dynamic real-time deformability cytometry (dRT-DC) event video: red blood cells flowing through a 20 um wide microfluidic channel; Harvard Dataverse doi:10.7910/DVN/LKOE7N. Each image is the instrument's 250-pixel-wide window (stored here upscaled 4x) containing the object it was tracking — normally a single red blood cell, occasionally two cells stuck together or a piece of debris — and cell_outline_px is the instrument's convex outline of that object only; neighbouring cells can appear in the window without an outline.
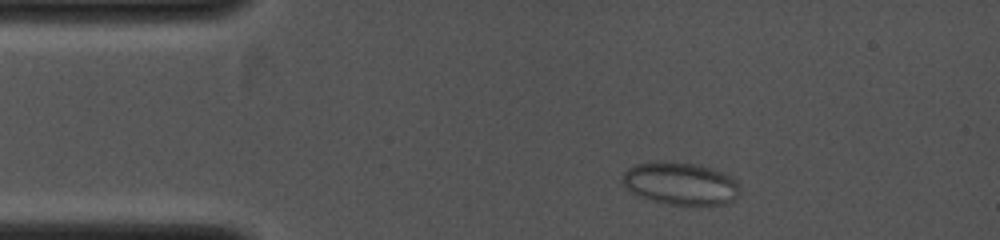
{"species": "common noctule bat (a hibernating species)", "species_latin": "Nyctalus noctula", "temperature_condition": "cold", "stored_images_in_passage": 7, "camera_frame_rate_fps": 4000, "um_per_image_px": 0.085, "animal": {"sex": "female", "body_mass_g": 19.0, "forearm_length_mm": 53.3}, "frame": {"image": 1, "passage_image": 1, "time_ms": 0.0, "image_size_px": [1000, 240], "cell_outline_px": [[740, 192], [732, 200], [724, 204], [672, 204], [656, 200], [632, 192], [620, 180], [624, 172], [628, 168], [636, 164], [656, 160], [664, 160], [700, 164], [724, 172], [732, 176], [740, 184]], "centroid_in_image_um": [57.87, 15.54], "position_along_channel_um": 27.1, "area_um2": 29.13}}
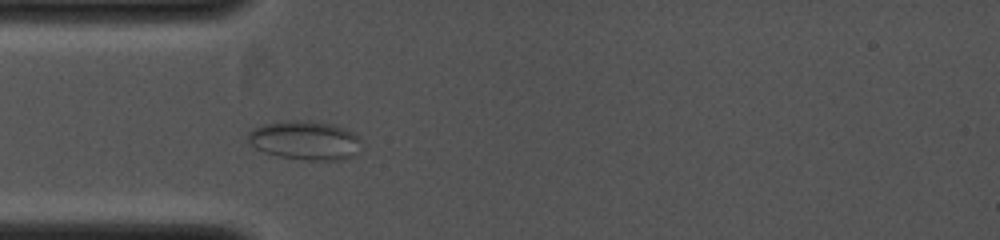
{"frame": {"image": 2, "passage_image": 7, "time_ms": 1.5, "image_size_px": [1000, 240], "cell_outline_px": [[360, 140], [352, 156], [344, 160], [308, 160], [280, 156], [264, 152], [256, 148], [248, 140], [248, 132], [252, 128], [264, 124], [292, 120], [312, 120], [332, 124], [356, 132], [360, 136]], "centroid_in_image_um": [25.93, 11.91], "position_along_channel_um": 59.1, "area_um2": 25.66}}